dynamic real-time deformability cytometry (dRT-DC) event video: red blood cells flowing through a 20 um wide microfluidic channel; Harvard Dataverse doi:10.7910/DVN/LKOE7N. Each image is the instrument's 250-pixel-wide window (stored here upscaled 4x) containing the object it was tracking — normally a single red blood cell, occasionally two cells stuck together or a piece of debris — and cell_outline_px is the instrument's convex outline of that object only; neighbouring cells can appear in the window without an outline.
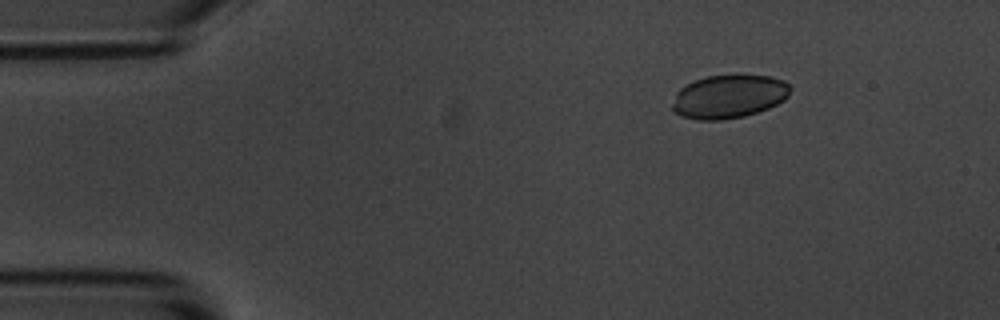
{"species": "common noctule bat (a hibernating species)", "species_latin": "Nyctalus noctula", "temperature_condition": "room temperature", "stored_images_in_passage": 4, "camera_frame_rate_fps": 3000, "um_per_image_px": 0.085, "animal": {"sex": "male", "body_mass_g": 20.1, "forearm_length_mm": 53.5}, "frame": {"image": 1, "passage_image": 1, "time_ms": 0.0, "image_size_px": [1000, 320], "cell_outline_px": [[792, 88], [788, 96], [784, 100], [768, 108], [744, 116], [720, 120], [696, 120], [680, 116], [672, 112], [672, 104], [676, 92], [680, 88], [696, 80], [708, 76], [768, 76], [784, 80]], "centroid_in_image_um": [61.93, 8.23], "position_along_channel_um": 23.1, "area_um2": 29.71}}